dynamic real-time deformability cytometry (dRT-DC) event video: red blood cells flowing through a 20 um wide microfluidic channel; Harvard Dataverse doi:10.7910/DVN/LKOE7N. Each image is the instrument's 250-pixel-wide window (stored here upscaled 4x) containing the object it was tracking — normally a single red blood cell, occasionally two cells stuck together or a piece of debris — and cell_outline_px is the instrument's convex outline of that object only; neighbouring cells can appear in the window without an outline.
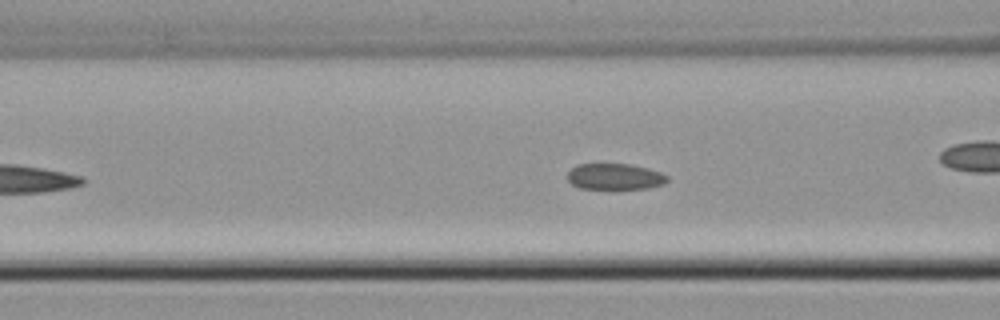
{"species": "common noctule bat (a hibernating species)", "species_latin": "Nyctalus noctula", "temperature_condition": "cold", "stored_images_in_passage": 29, "camera_frame_rate_fps": 3000, "um_per_image_px": 0.085, "animal": {"sex": "male", "body_mass_g": 21.5, "forearm_length_mm": 52.0}, "frame": {"image": 1, "passage_image": 5, "time_ms": 1.333, "image_size_px": [1000, 320], "cell_outline_px": [[668, 180], [664, 184], [648, 188], [616, 192], [580, 188], [572, 184], [568, 180], [568, 172], [576, 164], [632, 164], [648, 168], [660, 172], [668, 176]], "centroid_in_image_um": [52.27, 15.06], "position_along_channel_um": 114.3, "area_um2": 16.07}}